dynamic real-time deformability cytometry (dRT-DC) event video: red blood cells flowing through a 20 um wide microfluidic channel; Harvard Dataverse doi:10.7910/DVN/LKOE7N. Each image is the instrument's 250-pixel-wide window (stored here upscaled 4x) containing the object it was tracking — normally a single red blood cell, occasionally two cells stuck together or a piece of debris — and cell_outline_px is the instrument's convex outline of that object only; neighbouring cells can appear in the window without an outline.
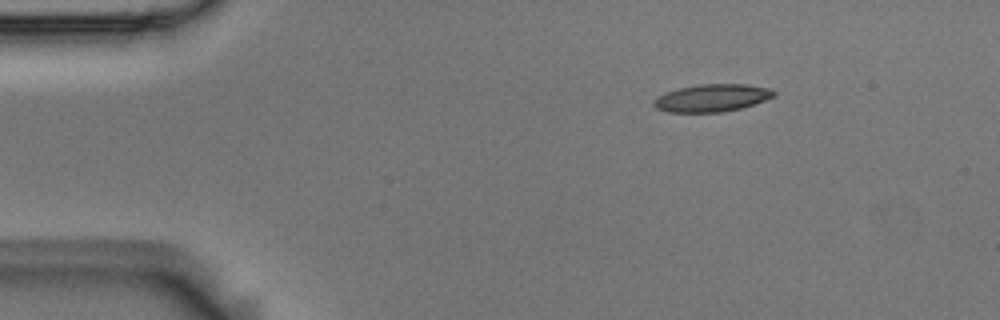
{"species": "Egyptian fruit bat (a non-hibernating species)", "species_latin": "Rousettus aegyptiacus", "temperature_condition": "room temperature", "stored_images_in_passage": 2, "camera_frame_rate_fps": 3000, "um_per_image_px": 0.085, "animal": {"sex": "male"}, "frame": {"image": 1, "passage_image": 1, "time_ms": 0.0, "image_size_px": [1000, 320], "cell_outline_px": [[776, 96], [740, 108], [720, 112], [668, 112], [656, 108], [652, 104], [652, 100], [656, 96], [664, 92], [680, 88], [700, 84], [748, 84], [768, 88], [776, 92]], "centroid_in_image_um": [60.47, 8.32], "position_along_channel_um": 24.5, "area_um2": 19.25}}